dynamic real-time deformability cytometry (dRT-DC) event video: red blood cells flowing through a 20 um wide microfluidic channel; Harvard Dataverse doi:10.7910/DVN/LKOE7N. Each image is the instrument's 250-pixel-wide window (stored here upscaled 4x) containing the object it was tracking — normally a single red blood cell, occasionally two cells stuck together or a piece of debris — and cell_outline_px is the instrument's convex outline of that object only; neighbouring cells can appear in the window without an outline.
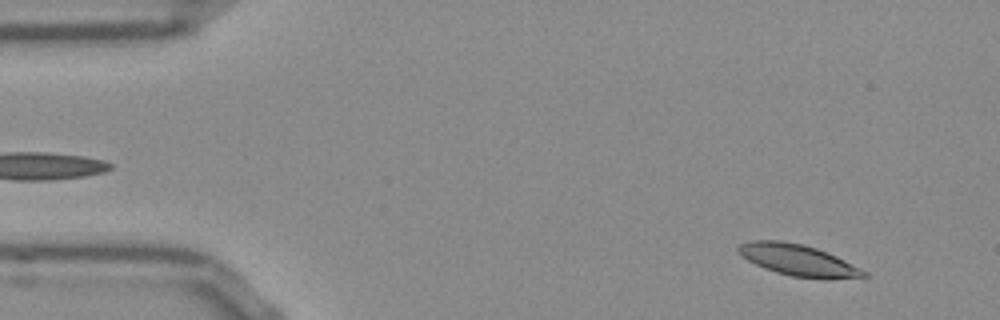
{"species": "Egyptian fruit bat (a non-hibernating species)", "species_latin": "Rousettus aegyptiacus", "temperature_condition": "room temperature", "stored_images_in_passage": 52, "camera_frame_rate_fps": 3000, "um_per_image_px": 0.085, "frame": {"image": 1, "passage_image": 4, "time_ms": 1.0, "image_size_px": [1000, 320], "cell_outline_px": [[868, 276], [792, 276], [776, 272], [764, 268], [748, 260], [736, 248], [740, 244], [752, 240], [780, 240], [804, 244], [816, 248], [836, 256], [868, 272]], "centroid_in_image_um": [67.74, 22.04], "position_along_channel_um": 17.3, "area_um2": 21.79}}
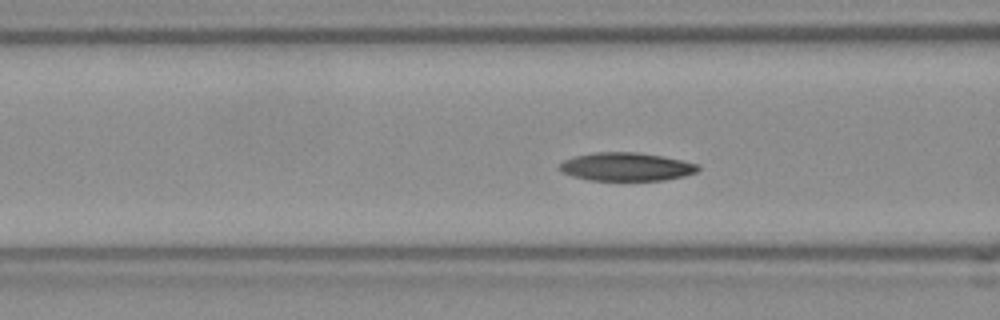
{"frame": {"image": 2, "passage_image": 19, "time_ms": 6.0, "image_size_px": [1000, 320], "cell_outline_px": [[700, 168], [696, 172], [684, 176], [664, 180], [588, 180], [572, 176], [560, 172], [556, 168], [564, 160], [576, 156], [596, 152], [636, 152], [660, 156], [680, 160], [696, 164]], "centroid_in_image_um": [53.17, 14.18], "position_along_channel_um": 113.4, "area_um2": 22.72}}
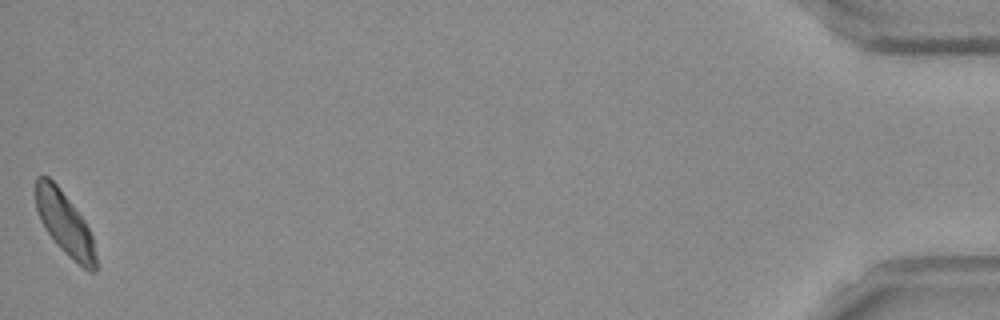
{"frame": {"image": 3, "passage_image": 52, "time_ms": 17.0, "image_size_px": [1000, 320], "cell_outline_px": [[96, 272], [88, 272], [68, 256], [60, 248], [48, 232], [36, 208], [36, 176], [48, 176], [56, 184], [84, 220], [92, 236], [96, 256]], "centroid_in_image_um": [5.53, 19.03], "position_along_channel_um": 429.7, "area_um2": 21.5}, "authors_computed_cell_mechanics": {"area_um2": 22.7732, "velocity_mm_per_s": 3.7997, "shape_relaxation_time_tau1_ms": 4.2168, "shape_relaxation_time_tau2_ms": null, "deformation_change_tau1": 0.1116, "deformation_change_tau2": null}}